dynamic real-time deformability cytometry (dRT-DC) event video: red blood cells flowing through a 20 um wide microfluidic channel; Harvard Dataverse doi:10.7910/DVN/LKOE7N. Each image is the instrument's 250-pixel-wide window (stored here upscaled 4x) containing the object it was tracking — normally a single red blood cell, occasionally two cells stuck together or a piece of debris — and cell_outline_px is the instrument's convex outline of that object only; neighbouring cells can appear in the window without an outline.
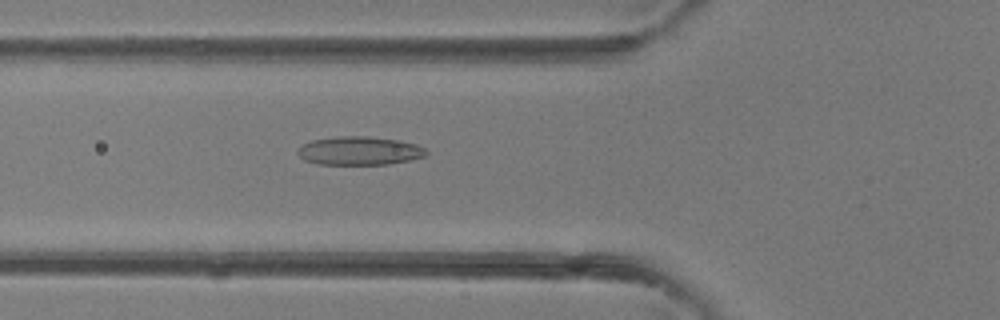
{"species": "common noctule bat (a hibernating species)", "species_latin": "Nyctalus noctula", "temperature_condition": "room temperature", "stored_images_in_passage": 28, "camera_frame_rate_fps": 3000, "um_per_image_px": 0.085, "animal": {"sex": "female"}, "frame": {"image": 1, "passage_image": 2, "time_ms": 0.333, "image_size_px": [1000, 320], "cell_outline_px": [[428, 152], [424, 156], [408, 160], [388, 164], [316, 164], [304, 160], [296, 152], [304, 144], [312, 140], [336, 136], [368, 136], [400, 140], [416, 144], [424, 148]], "centroid_in_image_um": [30.54, 12.81], "position_along_channel_um": 95.3, "area_um2": 21.27}}
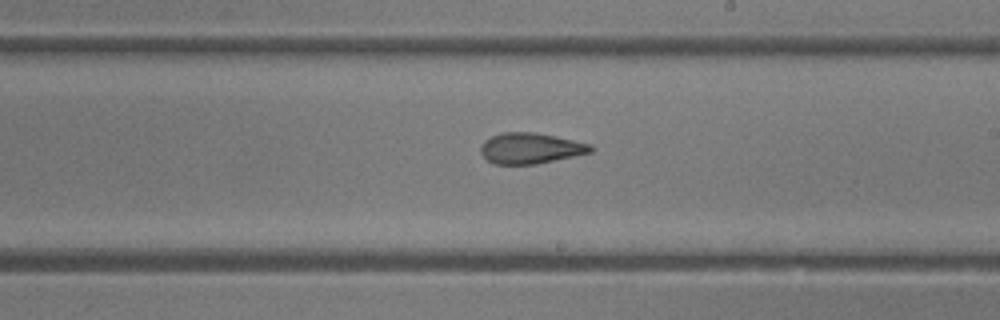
{"frame": {"image": 2, "passage_image": 11, "time_ms": 3.333, "image_size_px": [1000, 320], "cell_outline_px": [[592, 152], [536, 164], [492, 164], [480, 152], [480, 148], [484, 140], [500, 132], [536, 132], [556, 136], [592, 144]], "centroid_in_image_um": [45.08, 12.59], "position_along_channel_um": 243.9, "area_um2": 19.77}}
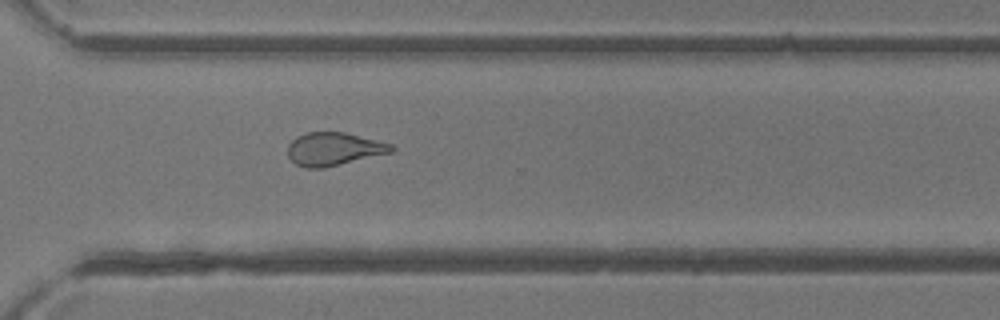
{"frame": {"image": 3, "passage_image": 17, "time_ms": 5.333, "image_size_px": [1000, 320], "cell_outline_px": [[396, 148], [392, 152], [324, 168], [304, 168], [296, 164], [288, 156], [288, 144], [296, 136], [308, 132], [344, 132], [392, 144]], "centroid_in_image_um": [28.36, 12.67], "position_along_channel_um": 342.2, "area_um2": 19.94}}